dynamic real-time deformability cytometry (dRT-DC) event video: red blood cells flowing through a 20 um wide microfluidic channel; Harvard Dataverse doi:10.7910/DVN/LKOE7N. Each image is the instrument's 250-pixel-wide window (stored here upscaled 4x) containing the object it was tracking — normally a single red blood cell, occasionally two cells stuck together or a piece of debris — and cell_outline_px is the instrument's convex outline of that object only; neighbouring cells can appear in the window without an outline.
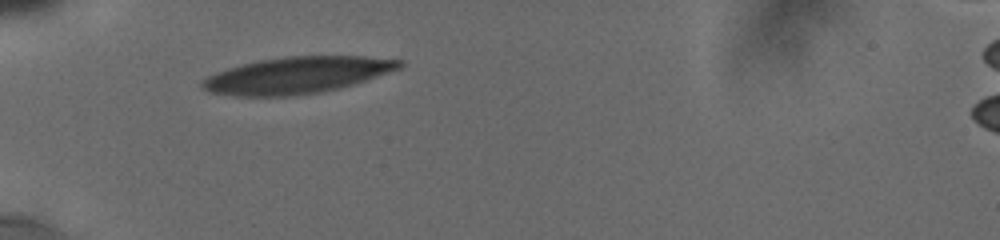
{"species": "human", "species_latin": "Homo sapiens", "temperature_condition": "cold", "stored_images_in_passage": 2, "camera_frame_rate_fps": 3000, "um_per_image_px": 0.085, "donor": {"sex": "male"}, "frame": {"image": 1, "passage_image": 1, "time_ms": 0.0, "image_size_px": [1000, 240], "cell_outline_px": [[404, 64], [400, 68], [340, 88], [320, 92], [288, 96], [232, 96], [212, 92], [204, 88], [200, 84], [208, 76], [216, 72], [244, 64], [260, 60], [284, 56], [364, 56], [404, 60]], "centroid_in_image_um": [25.26, 6.38], "position_along_channel_um": 59.7, "area_um2": 41.56}}